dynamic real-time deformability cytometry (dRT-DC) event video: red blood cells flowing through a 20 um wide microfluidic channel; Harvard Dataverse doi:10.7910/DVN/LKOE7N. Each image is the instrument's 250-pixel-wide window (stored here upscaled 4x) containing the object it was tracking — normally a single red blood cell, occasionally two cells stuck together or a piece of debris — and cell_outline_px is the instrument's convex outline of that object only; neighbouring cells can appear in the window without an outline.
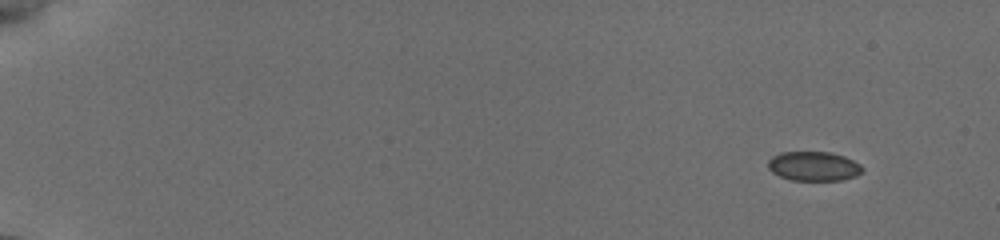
{"species": "common noctule bat (a hibernating species)", "species_latin": "Nyctalus noctula", "temperature_condition": "cold", "stored_images_in_passage": 27, "camera_frame_rate_fps": 3000, "um_per_image_px": 0.085, "animal": {"sex": "female", "body_mass_g": 19.5, "forearm_length_mm": 54.1}, "frame": {"image": 1, "passage_image": 1, "time_ms": 0.0, "image_size_px": [1000, 240], "cell_outline_px": [[864, 172], [856, 176], [840, 180], [792, 180], [780, 176], [772, 172], [768, 168], [768, 160], [772, 156], [780, 152], [832, 152], [844, 156], [860, 164], [864, 168]], "centroid_in_image_um": [69.18, 14.12], "position_along_channel_um": 15.8, "area_um2": 16.24}}
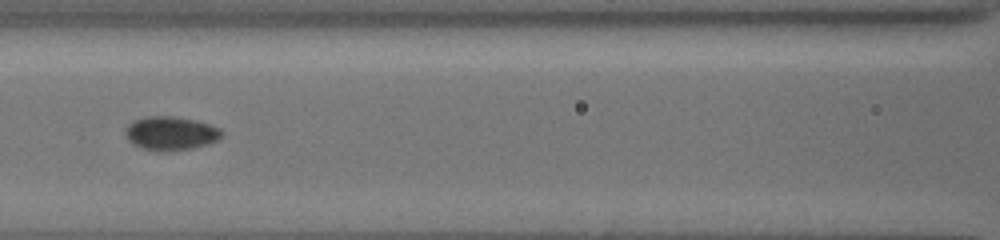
{"frame": {"image": 2, "passage_image": 15, "time_ms": 7.667, "image_size_px": [1000, 240], "cell_outline_px": [[220, 136], [216, 140], [192, 148], [168, 152], [156, 152], [132, 144], [128, 140], [124, 132], [124, 128], [132, 120], [144, 116], [172, 116], [196, 120], [220, 128]], "centroid_in_image_um": [14.42, 11.33], "position_along_channel_um": 152.2, "area_um2": 19.02}}
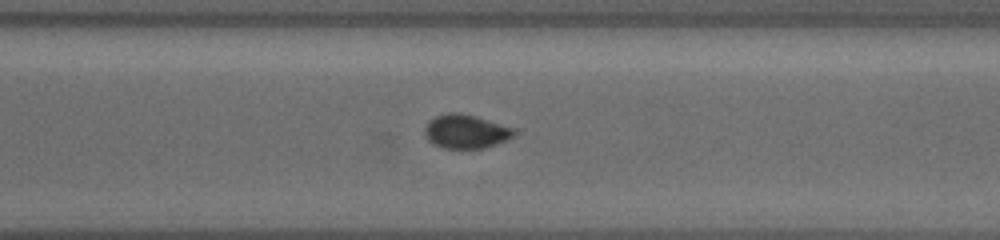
{"frame": {"image": 3, "passage_image": 27, "time_ms": 12.333, "image_size_px": [1000, 240], "cell_outline_px": [[516, 132], [512, 136], [496, 144], [484, 148], [444, 148], [428, 140], [424, 132], [424, 128], [436, 116], [448, 112], [460, 112], [476, 116], [512, 128]], "centroid_in_image_um": [39.58, 11.16], "position_along_channel_um": 331.0, "area_um2": 17.22}}